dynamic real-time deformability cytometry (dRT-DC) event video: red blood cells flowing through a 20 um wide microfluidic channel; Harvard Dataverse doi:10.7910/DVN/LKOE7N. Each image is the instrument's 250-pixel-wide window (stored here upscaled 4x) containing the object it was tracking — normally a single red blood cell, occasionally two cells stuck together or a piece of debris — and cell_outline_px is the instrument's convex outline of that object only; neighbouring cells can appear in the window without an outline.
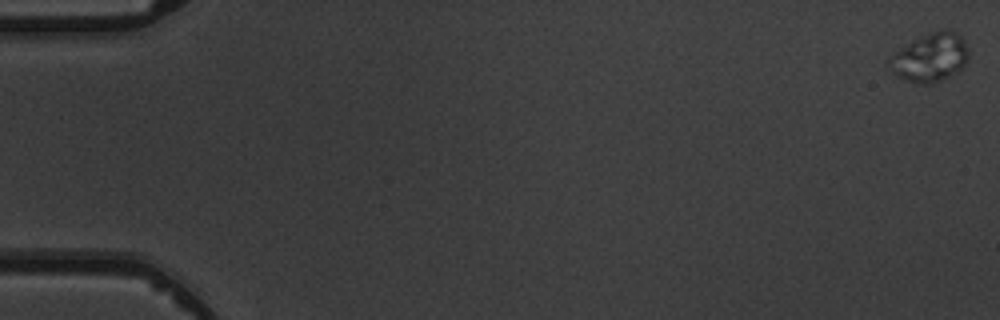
{"species": "common noctule bat (a hibernating species)", "species_latin": "Nyctalus noctula", "temperature_condition": "warm", "stored_images_in_passage": 6, "camera_frame_rate_fps": 3000, "um_per_image_px": 0.085, "animal": {"sex": "male", "body_mass_g": 19.5, "forearm_length_mm": 54.6}, "frame": {"image": 1, "passage_image": 1, "time_ms": 0.0, "image_size_px": [1000, 320], "cell_outline_px": [[968, 60], [956, 72], [940, 80], [928, 84], [924, 84], [908, 80], [896, 76], [892, 72], [888, 60], [888, 56], [908, 44], [932, 32], [944, 28], [948, 28], [956, 32], [964, 40], [968, 48]], "centroid_in_image_um": [79.08, 4.87], "position_along_channel_um": 5.9, "area_um2": 22.02}}
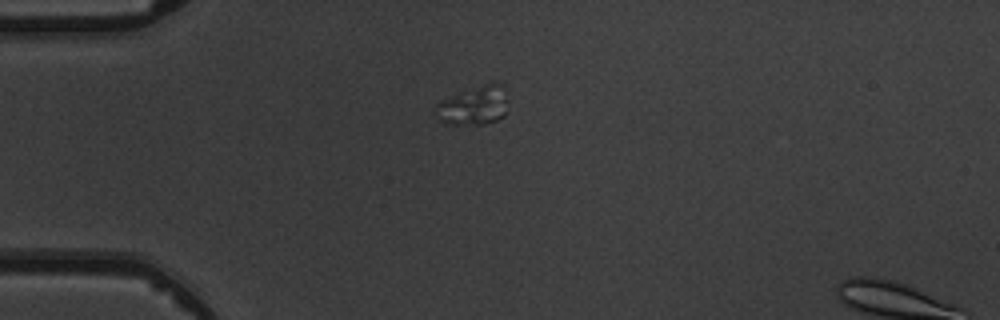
{"frame": {"image": 2, "passage_image": 5, "time_ms": 4.667, "image_size_px": [1000, 320], "cell_outline_px": [[508, 100], [504, 116], [496, 120], [480, 124], [444, 124], [432, 112], [436, 104], [440, 100], [460, 92], [492, 80], [504, 84]], "centroid_in_image_um": [40.27, 8.93], "position_along_channel_um": 44.7, "area_um2": 16.94}}